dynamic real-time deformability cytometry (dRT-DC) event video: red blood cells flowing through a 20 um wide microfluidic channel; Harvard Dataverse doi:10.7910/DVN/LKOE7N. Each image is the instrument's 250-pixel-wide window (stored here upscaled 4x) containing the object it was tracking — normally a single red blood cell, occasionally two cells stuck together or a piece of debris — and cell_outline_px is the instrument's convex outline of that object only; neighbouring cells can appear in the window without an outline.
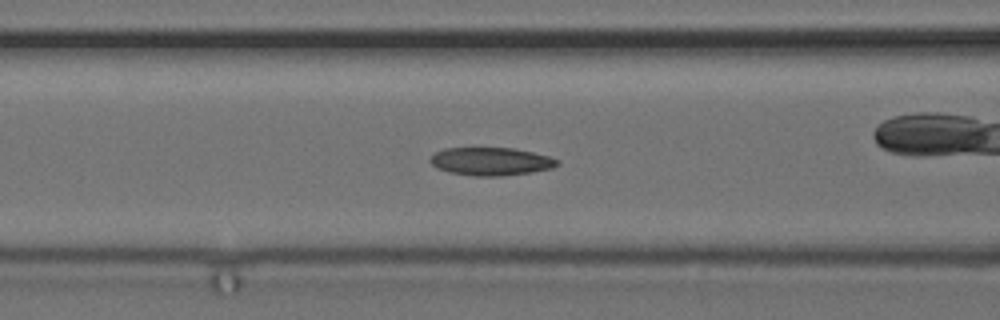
{"species": "common noctule bat (a hibernating species)", "species_latin": "Nyctalus noctula", "temperature_condition": "cold", "stored_images_in_passage": 56, "camera_frame_rate_fps": 3000, "um_per_image_px": 0.085, "animal": {"sex": "female", "body_mass_g": 24.6, "forearm_length_mm": 56.2}, "frame": {"image": 1, "passage_image": 22, "time_ms": 7.0, "image_size_px": [1000, 320], "cell_outline_px": [[560, 164], [552, 168], [528, 172], [500, 176], [472, 176], [448, 172], [436, 168], [428, 160], [436, 152], [444, 148], [512, 148], [532, 152], [548, 156], [560, 160]], "centroid_in_image_um": [41.7, 13.72], "position_along_channel_um": 124.9, "area_um2": 20.69}}
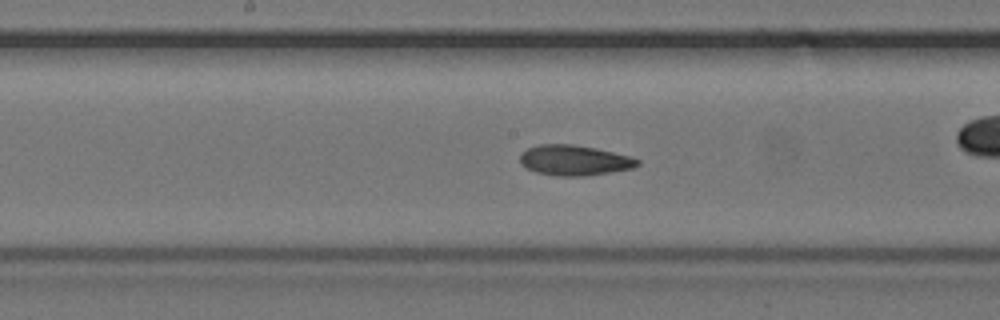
{"frame": {"image": 2, "passage_image": 28, "time_ms": 9.0, "image_size_px": [1000, 320], "cell_outline_px": [[640, 164], [632, 168], [584, 176], [556, 176], [536, 172], [520, 164], [520, 152], [528, 148], [540, 144], [572, 144], [596, 148], [632, 156], [640, 160]], "centroid_in_image_um": [48.81, 13.62], "position_along_channel_um": 199.4, "area_um2": 20.81}}
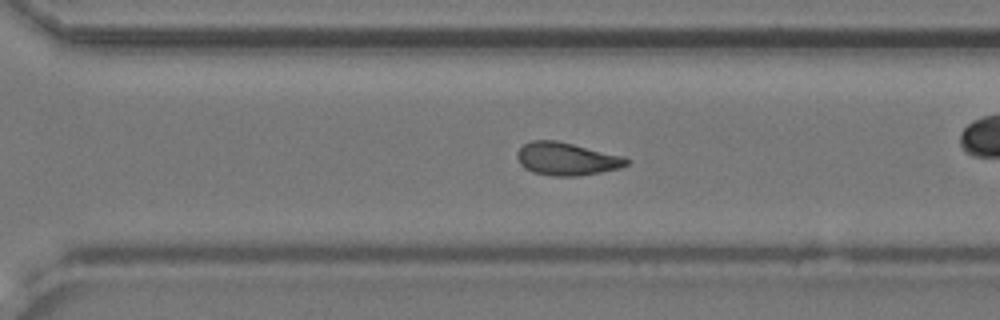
{"frame": {"image": 3, "passage_image": 38, "time_ms": 12.333, "image_size_px": [1000, 320], "cell_outline_px": [[628, 164], [620, 168], [600, 172], [576, 176], [552, 176], [532, 172], [524, 168], [520, 164], [516, 156], [516, 152], [524, 144], [532, 140], [556, 140], [624, 156], [628, 160]], "centroid_in_image_um": [48.13, 13.5], "position_along_channel_um": 322.5, "area_um2": 20.92}, "authors_computed_cell_mechanics": {"area_um2": 20.8947, "velocity_mm_per_s": 3.7109, "shape_relaxation_time_tau1_ms": 7.1404, "shape_relaxation_time_tau2_ms": 4.4503, "deformation_change_tau1": 0.1668, "deformation_change_tau2": 0.1063}}